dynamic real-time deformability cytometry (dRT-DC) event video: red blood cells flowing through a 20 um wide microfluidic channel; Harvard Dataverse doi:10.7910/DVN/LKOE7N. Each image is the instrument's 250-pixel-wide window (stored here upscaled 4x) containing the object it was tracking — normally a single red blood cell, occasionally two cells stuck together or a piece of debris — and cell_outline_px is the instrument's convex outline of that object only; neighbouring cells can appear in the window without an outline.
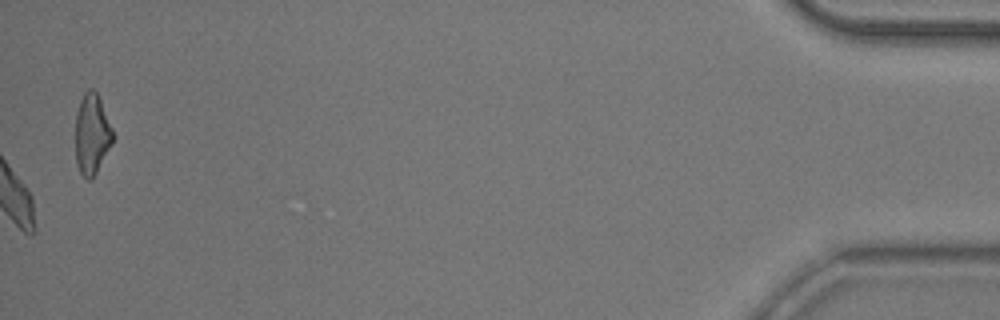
{"species": "common noctule bat (a hibernating species)", "species_latin": "Nyctalus noctula", "temperature_condition": "room temperature", "stored_images_in_passage": 54, "camera_frame_rate_fps": 3000, "um_per_image_px": 0.085, "animal": {"sex": "male", "body_mass_g": 20.5, "forearm_length_mm": 52.5}, "frame": {"image": 1, "passage_image": 54, "time_ms": 17.667, "image_size_px": [1000, 320], "cell_outline_px": [[112, 144], [92, 180], [88, 180], [80, 172], [76, 164], [76, 112], [80, 100], [84, 92], [88, 88], [92, 88], [96, 92], [100, 100], [112, 128]], "centroid_in_image_um": [7.79, 11.4], "position_along_channel_um": 427.4, "area_um2": 17.4}, "authors_computed_cell_mechanics": {"area_um2": 17.6579, "velocity_mm_per_s": 3.7196, "shape_relaxation_time_tau1_ms": 3.6653, "shape_relaxation_time_tau2_ms": null, "deformation_change_tau1": 0.1171, "deformation_change_tau2": null}}